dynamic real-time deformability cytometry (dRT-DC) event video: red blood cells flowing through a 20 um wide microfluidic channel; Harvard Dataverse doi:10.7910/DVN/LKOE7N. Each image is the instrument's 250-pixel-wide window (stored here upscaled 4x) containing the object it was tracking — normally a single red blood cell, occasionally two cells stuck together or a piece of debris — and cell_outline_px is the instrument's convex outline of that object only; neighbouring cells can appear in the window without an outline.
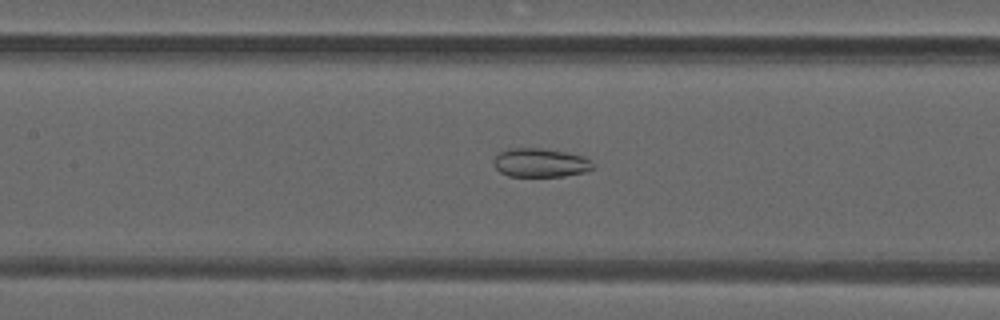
{"species": "common noctule bat (a hibernating species)", "species_latin": "Nyctalus noctula", "temperature_condition": "warm", "stored_images_in_passage": 29, "camera_frame_rate_fps": 3000, "um_per_image_px": 0.085, "animal": {"sex": "male", "forearm_length_mm": 52.5}, "frame": {"image": 1, "passage_image": 13, "time_ms": 4.0, "image_size_px": [1000, 320], "cell_outline_px": [[596, 168], [584, 172], [564, 176], [508, 176], [500, 172], [492, 164], [492, 160], [500, 152], [508, 148], [540, 148], [564, 152], [584, 156], [592, 160]], "centroid_in_image_um": [45.94, 13.83], "position_along_channel_um": 161.5, "area_um2": 16.82}}
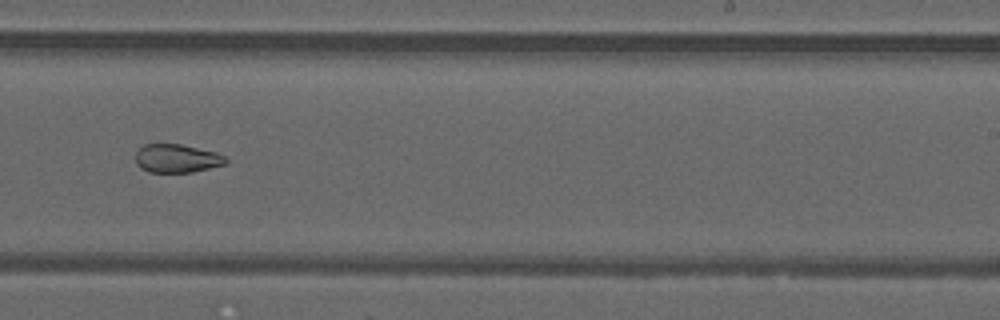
{"frame": {"image": 2, "passage_image": 21, "time_ms": 6.667, "image_size_px": [1000, 320], "cell_outline_px": [[228, 164], [192, 172], [148, 172], [140, 168], [136, 164], [136, 152], [144, 144], [180, 144], [216, 152], [224, 156], [228, 160]], "centroid_in_image_um": [15.04, 13.47], "position_along_channel_um": 274.0, "area_um2": 15.03}}
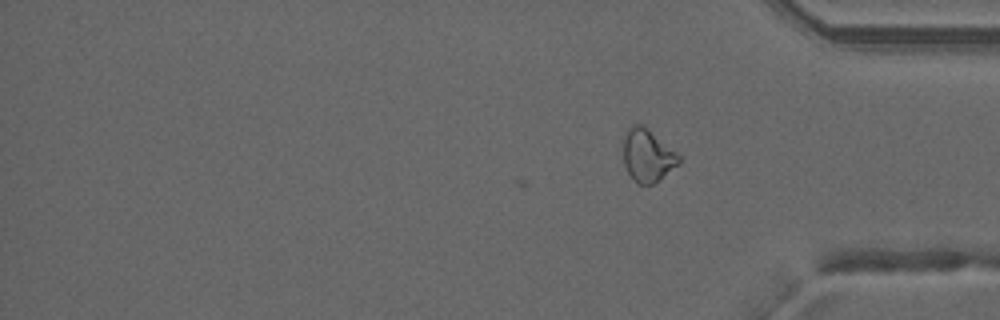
{"frame": {"image": 3, "passage_image": 29, "time_ms": 9.333, "image_size_px": [1000, 320], "cell_outline_px": [[680, 164], [652, 184], [636, 184], [632, 180], [624, 164], [624, 132], [632, 124], [640, 124], [648, 128], [676, 152], [680, 156]], "centroid_in_image_um": [55.03, 13.21], "position_along_channel_um": 380.2, "area_um2": 17.05}, "authors_computed_cell_mechanics": {"area_um2": 16.4152, "velocity_mm_per_s": 4.24, "shape_relaxation_time_tau1_ms": null, "shape_relaxation_time_tau2_ms": 2.5656, "deformation_change_tau1": null, "deformation_change_tau2": 0.0874}}